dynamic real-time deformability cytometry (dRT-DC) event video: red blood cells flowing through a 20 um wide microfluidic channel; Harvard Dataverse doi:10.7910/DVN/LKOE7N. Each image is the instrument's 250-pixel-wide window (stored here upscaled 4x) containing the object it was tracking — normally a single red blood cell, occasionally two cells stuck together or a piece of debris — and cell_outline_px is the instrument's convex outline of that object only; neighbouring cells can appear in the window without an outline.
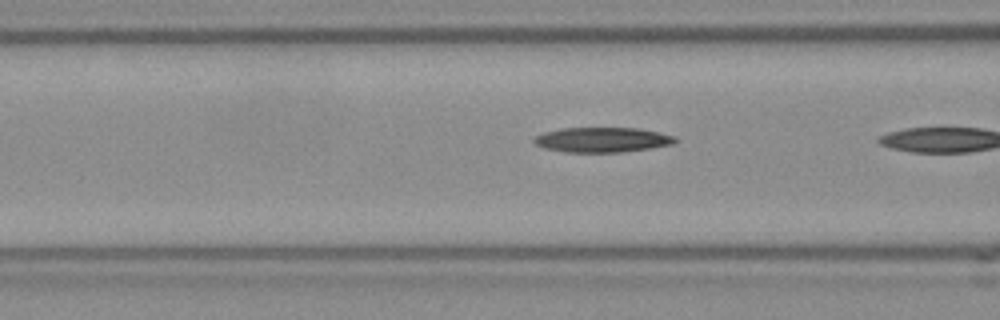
{"species": "Egyptian fruit bat (a non-hibernating species)", "species_latin": "Rousettus aegyptiacus", "temperature_condition": "room temperature", "stored_images_in_passage": 18, "segment_of_instrument_passage": [2, 2], "camera_frame_rate_fps": 3000, "um_per_image_px": 0.085, "frame": {"image": 1, "passage_image": 17, "time_ms": 5.333, "image_size_px": [1000, 320], "cell_outline_px": [[680, 140], [672, 144], [648, 148], [620, 152], [568, 152], [544, 148], [536, 144], [532, 140], [536, 136], [544, 132], [564, 128], [640, 128], [660, 132], [676, 136]], "centroid_in_image_um": [51.23, 11.87], "position_along_channel_um": 115.4, "area_um2": 20.46}}